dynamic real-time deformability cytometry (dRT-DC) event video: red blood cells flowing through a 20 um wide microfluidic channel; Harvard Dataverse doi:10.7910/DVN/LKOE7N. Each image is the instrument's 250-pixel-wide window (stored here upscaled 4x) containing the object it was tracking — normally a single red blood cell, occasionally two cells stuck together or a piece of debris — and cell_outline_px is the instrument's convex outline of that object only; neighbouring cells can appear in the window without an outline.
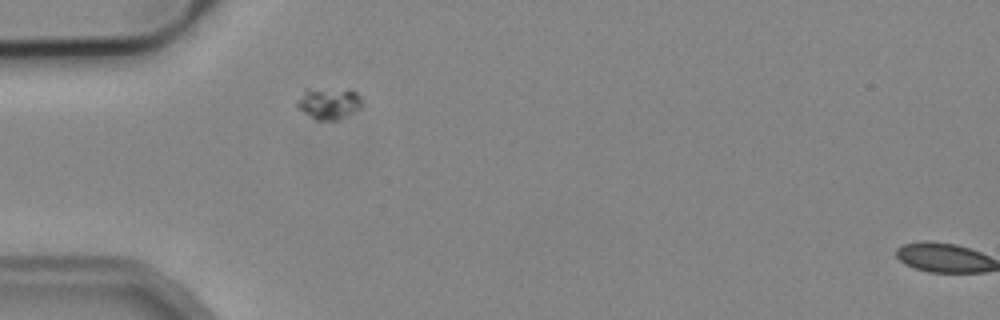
{"species": "common noctule bat (a hibernating species)", "species_latin": "Nyctalus noctula", "temperature_condition": "cold", "stored_images_in_passage": 2, "segment_of_instrument_passage": [1, 2], "camera_frame_rate_fps": 3000, "um_per_image_px": 0.085, "animal": {"sex": "male", "body_mass_g": 19.2, "forearm_length_mm": 51.8}, "frame": {"image": 1, "passage_image": 1, "time_ms": 0.0, "image_size_px": [1000, 320], "cell_outline_px": [[364, 104], [360, 108], [336, 120], [316, 120], [304, 112], [296, 104], [304, 88], [348, 88], [356, 92], [364, 100]], "centroid_in_image_um": [27.98, 8.73], "position_along_channel_um": 57.0, "area_um2": 12.2}}